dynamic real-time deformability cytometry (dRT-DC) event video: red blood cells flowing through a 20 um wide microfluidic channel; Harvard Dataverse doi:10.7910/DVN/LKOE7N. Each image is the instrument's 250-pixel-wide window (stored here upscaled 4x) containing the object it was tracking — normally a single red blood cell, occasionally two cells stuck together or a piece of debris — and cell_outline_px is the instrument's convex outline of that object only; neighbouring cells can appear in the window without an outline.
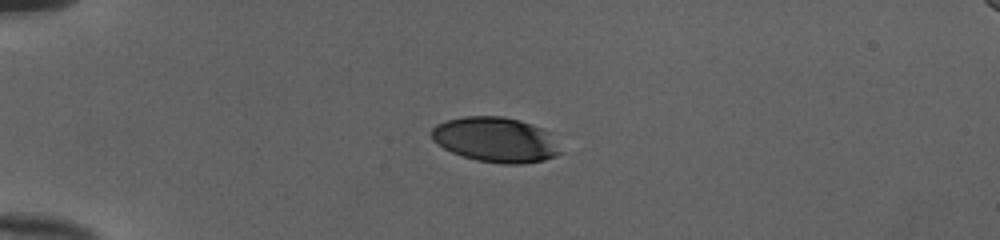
{"species": "human", "species_latin": "Homo sapiens", "temperature_condition": "cold", "stored_images_in_passage": 39, "camera_frame_rate_fps": 3000, "um_per_image_px": 0.085, "donor": {"sex": "female"}, "frame": {"image": 1, "passage_image": 1, "time_ms": 0.0, "image_size_px": [1000, 240], "cell_outline_px": [[564, 152], [556, 156], [544, 160], [520, 164], [504, 164], [476, 160], [452, 152], [444, 148], [432, 140], [432, 128], [436, 124], [444, 120], [464, 116], [504, 116], [520, 120], [532, 124], [548, 132]], "centroid_in_image_um": [42.13, 11.87], "position_along_channel_um": 42.9, "area_um2": 33.93}}
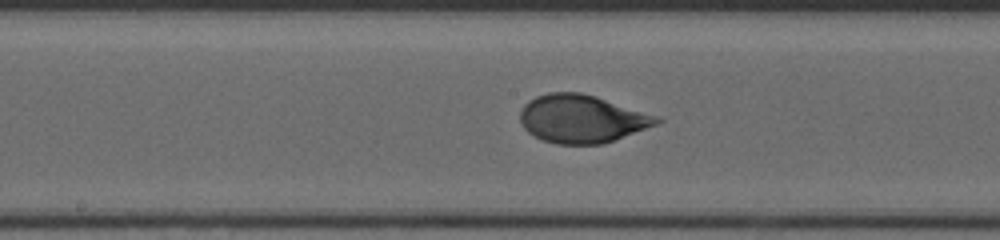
{"frame": {"image": 2, "passage_image": 16, "time_ms": 5.0, "image_size_px": [1000, 240], "cell_outline_px": [[664, 120], [656, 124], [604, 144], [556, 144], [544, 140], [528, 132], [524, 128], [520, 120], [520, 112], [524, 104], [528, 100], [536, 96], [548, 92], [580, 92], [596, 96], [660, 116]], "centroid_in_image_um": [49.46, 10.08], "position_along_channel_um": 198.7, "area_um2": 38.26}}
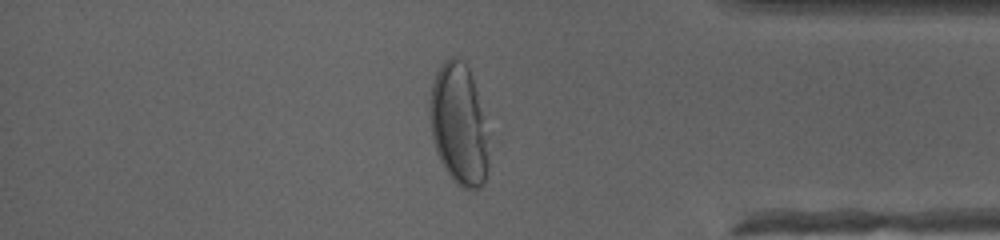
{"frame": {"image": 3, "passage_image": 32, "time_ms": 10.333, "image_size_px": [1000, 240], "cell_outline_px": [[488, 168], [484, 180], [480, 188], [472, 192], [456, 184], [452, 180], [444, 168], [436, 152], [432, 140], [428, 112], [428, 100], [432, 84], [436, 72], [440, 64], [448, 56], [456, 56], [468, 68], [472, 76], [476, 92], [480, 112], [488, 156]], "centroid_in_image_um": [38.92, 10.6], "position_along_channel_um": 396.3, "area_um2": 41.33}, "authors_computed_cell_mechanics": {"area_um2": 38.0902, "velocity_mm_per_s": 4.0044, "shape_relaxation_time_tau1_ms": 3.4471, "shape_relaxation_time_tau2_ms": null, "deformation_change_tau1": 0.1762, "deformation_change_tau2": null}}